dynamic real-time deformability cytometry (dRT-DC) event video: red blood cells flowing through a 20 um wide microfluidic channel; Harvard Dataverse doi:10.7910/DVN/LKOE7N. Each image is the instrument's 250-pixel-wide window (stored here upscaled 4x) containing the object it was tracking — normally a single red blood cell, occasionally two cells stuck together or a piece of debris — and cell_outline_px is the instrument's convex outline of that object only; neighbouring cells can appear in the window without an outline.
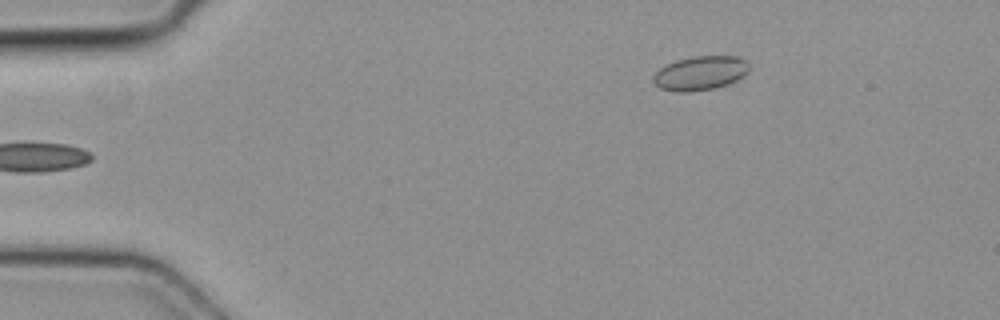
{"species": "common noctule bat (a hibernating species)", "species_latin": "Nyctalus noctula", "temperature_condition": "cold", "stored_images_in_passage": 4, "camera_frame_rate_fps": 3000, "um_per_image_px": 0.085, "animal": {"sex": "female", "body_mass_g": 19.3, "forearm_length_mm": 54.1}, "frame": {"image": 1, "passage_image": 4, "time_ms": 1.0, "image_size_px": [1000, 320], "cell_outline_px": [[748, 72], [744, 76], [728, 84], [716, 88], [688, 92], [676, 92], [660, 88], [652, 80], [652, 76], [660, 68], [676, 60], [692, 56], [740, 56], [748, 64]], "centroid_in_image_um": [59.52, 6.22], "position_along_channel_um": 25.5, "area_um2": 19.13}}